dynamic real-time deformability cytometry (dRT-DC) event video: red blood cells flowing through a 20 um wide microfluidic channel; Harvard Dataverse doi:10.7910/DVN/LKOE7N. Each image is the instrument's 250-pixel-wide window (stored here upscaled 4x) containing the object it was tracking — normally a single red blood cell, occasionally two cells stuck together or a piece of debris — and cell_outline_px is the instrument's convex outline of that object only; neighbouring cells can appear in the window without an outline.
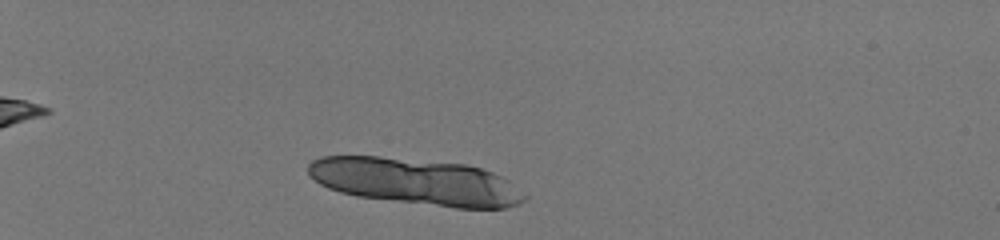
{"species": "human", "species_latin": "Homo sapiens", "temperature_condition": "room temperature", "stored_images_in_passage": 11, "camera_frame_rate_fps": 3000, "um_per_image_px": 0.085, "donor": {"sex": "male"}, "frame": {"image": 1, "passage_image": 4, "time_ms": 1.0, "image_size_px": [1000, 240], "cell_outline_px": [[528, 196], [520, 204], [508, 208], [456, 208], [356, 196], [340, 192], [328, 188], [320, 184], [308, 172], [308, 164], [312, 160], [320, 156], [380, 156], [468, 164], [492, 172], [508, 180]], "centroid_in_image_um": [35.36, 15.43], "position_along_channel_um": 49.6, "area_um2": 58.78}}